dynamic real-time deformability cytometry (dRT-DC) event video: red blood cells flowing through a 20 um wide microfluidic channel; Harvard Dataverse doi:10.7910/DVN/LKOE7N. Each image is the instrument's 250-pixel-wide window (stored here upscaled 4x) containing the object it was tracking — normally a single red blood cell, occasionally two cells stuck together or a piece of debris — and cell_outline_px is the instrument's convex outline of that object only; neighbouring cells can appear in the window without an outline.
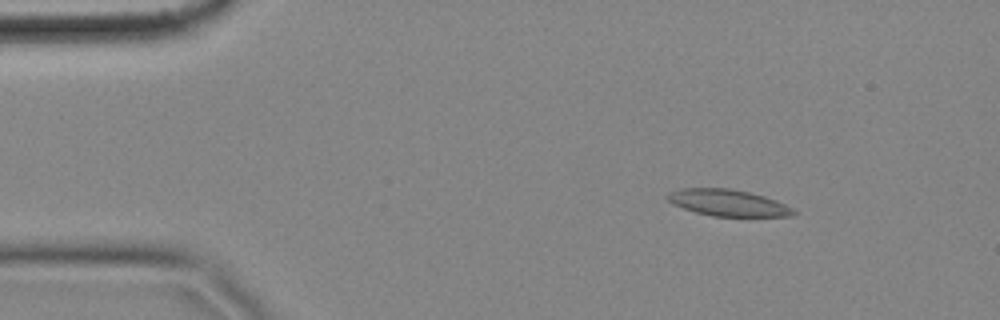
{"species": "common noctule bat (a hibernating species)", "species_latin": "Nyctalus noctula", "temperature_condition": "cold", "stored_images_in_passage": 57, "camera_frame_rate_fps": 3000, "um_per_image_px": 0.085, "animal": {"sex": "female", "body_mass_g": 18.4}, "frame": {"image": 1, "passage_image": 7, "time_ms": 2.0, "image_size_px": [1000, 320], "cell_outline_px": [[796, 212], [792, 216], [712, 216], [696, 212], [672, 204], [668, 200], [668, 192], [680, 188], [732, 188], [764, 196], [776, 200], [792, 208]], "centroid_in_image_um": [61.86, 17.23], "position_along_channel_um": 23.1, "area_um2": 19.36}}
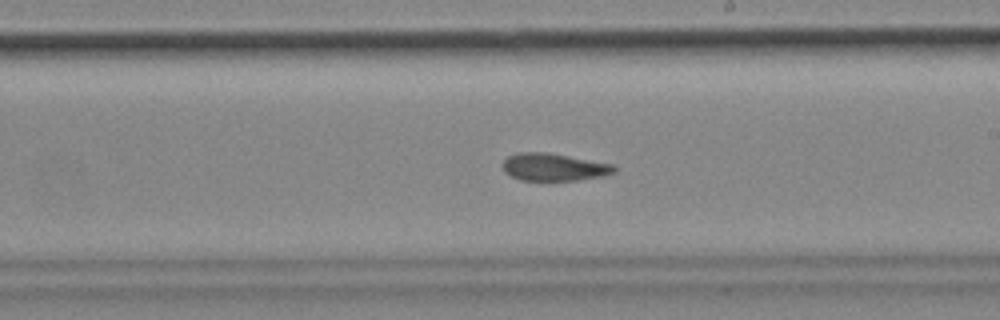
{"frame": {"image": 2, "passage_image": 32, "time_ms": 10.333, "image_size_px": [1000, 320], "cell_outline_px": [[616, 172], [604, 176], [576, 180], [520, 180], [504, 172], [504, 160], [508, 156], [520, 152], [548, 152], [612, 164], [616, 168]], "centroid_in_image_um": [47.09, 14.2], "position_along_channel_um": 241.9, "area_um2": 17.74}}
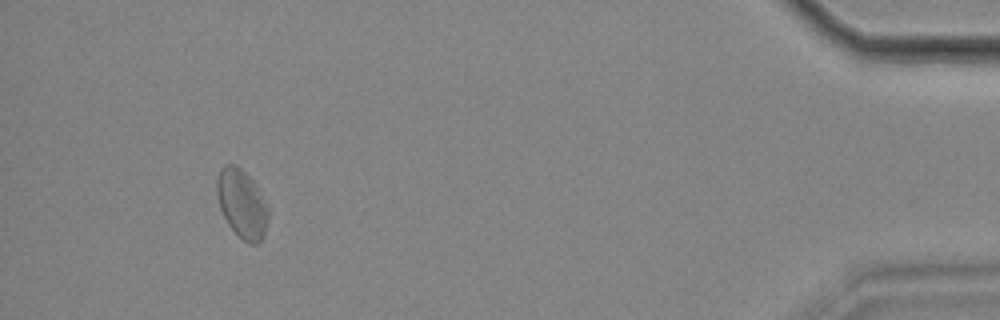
{"frame": {"image": 3, "passage_image": 53, "time_ms": 17.333, "image_size_px": [1000, 320], "cell_outline_px": [[268, 216], [264, 232], [260, 240], [256, 244], [248, 244], [228, 224], [220, 208], [216, 192], [216, 180], [220, 168], [224, 164], [236, 164], [252, 180], [268, 208]], "centroid_in_image_um": [20.52, 17.29], "position_along_channel_um": 414.7, "area_um2": 20.11}, "authors_computed_cell_mechanics": {"area_um2": 19.1896, "velocity_mm_per_s": 3.4408, "shape_relaxation_time_tau1_ms": null, "shape_relaxation_time_tau2_ms": 4.6685, "deformation_change_tau1": null, "deformation_change_tau2": 0.1115}}